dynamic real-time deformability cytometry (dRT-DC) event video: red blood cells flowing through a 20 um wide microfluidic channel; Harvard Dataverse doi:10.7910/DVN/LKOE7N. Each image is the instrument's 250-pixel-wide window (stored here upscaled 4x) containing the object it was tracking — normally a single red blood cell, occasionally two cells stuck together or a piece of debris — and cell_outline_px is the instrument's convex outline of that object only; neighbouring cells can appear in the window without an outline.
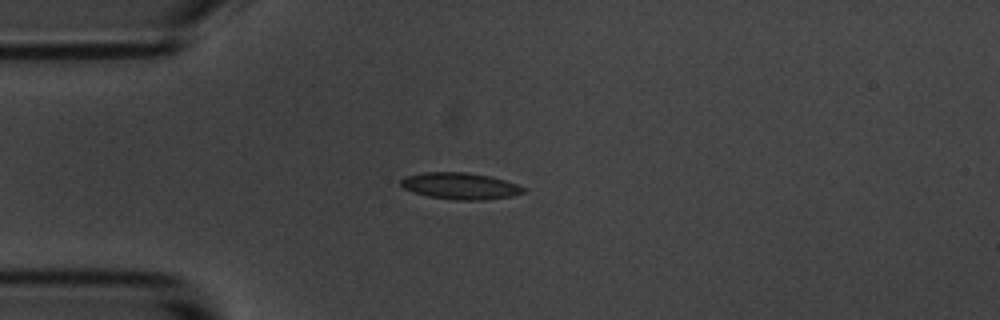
{"species": "common noctule bat (a hibernating species)", "species_latin": "Nyctalus noctula", "temperature_condition": "room temperature", "stored_images_in_passage": 8, "camera_frame_rate_fps": 3000, "um_per_image_px": 0.085, "animal": {"sex": "male", "body_mass_g": 20.1, "forearm_length_mm": 53.5}, "frame": {"image": 1, "passage_image": 4, "time_ms": 3.667, "image_size_px": [1000, 320], "cell_outline_px": [[524, 192], [512, 196], [484, 200], [456, 200], [428, 196], [404, 188], [400, 184], [400, 180], [404, 176], [424, 172], [468, 172], [492, 176], [516, 184], [524, 188]], "centroid_in_image_um": [39.11, 15.8], "position_along_channel_um": 45.9, "area_um2": 18.96}}
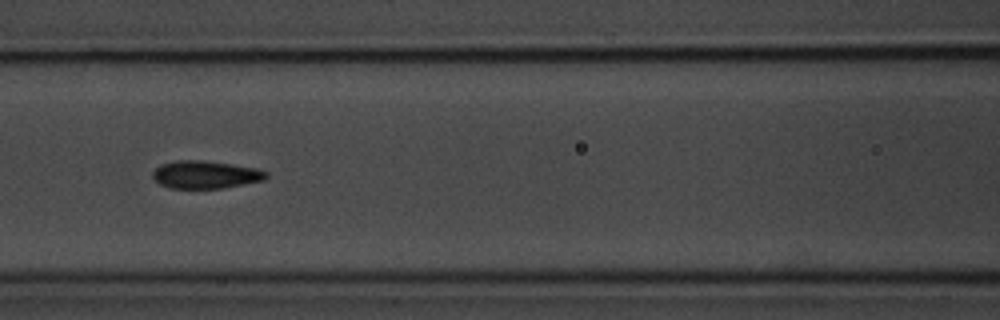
{"frame": {"image": 2, "passage_image": 7, "time_ms": 7.0, "image_size_px": [1000, 320], "cell_outline_px": [[268, 176], [264, 180], [224, 188], [168, 188], [160, 184], [152, 176], [152, 172], [160, 164], [176, 160], [204, 160], [232, 164], [256, 168], [268, 172]], "centroid_in_image_um": [17.46, 14.84], "position_along_channel_um": 149.1, "area_um2": 18.44}}
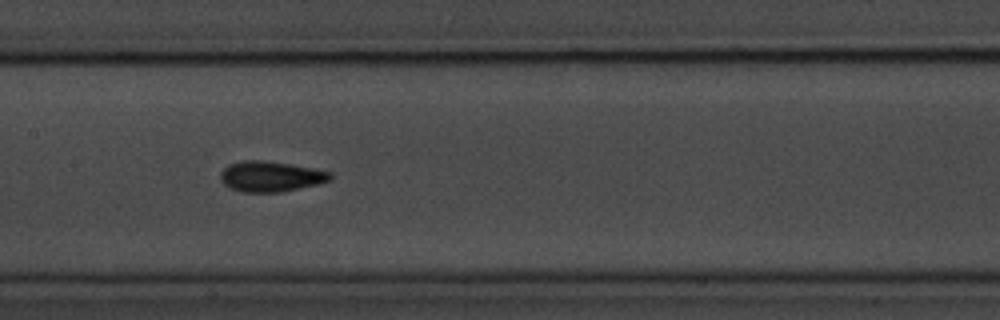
{"frame": {"image": 3, "passage_image": 8, "time_ms": 8.0, "image_size_px": [1000, 320], "cell_outline_px": [[332, 180], [316, 184], [280, 192], [244, 192], [228, 188], [220, 180], [220, 172], [228, 164], [244, 160], [264, 160], [292, 164], [316, 168], [332, 172]], "centroid_in_image_um": [23.0, 14.98], "position_along_channel_um": 184.4, "area_um2": 19.71}}